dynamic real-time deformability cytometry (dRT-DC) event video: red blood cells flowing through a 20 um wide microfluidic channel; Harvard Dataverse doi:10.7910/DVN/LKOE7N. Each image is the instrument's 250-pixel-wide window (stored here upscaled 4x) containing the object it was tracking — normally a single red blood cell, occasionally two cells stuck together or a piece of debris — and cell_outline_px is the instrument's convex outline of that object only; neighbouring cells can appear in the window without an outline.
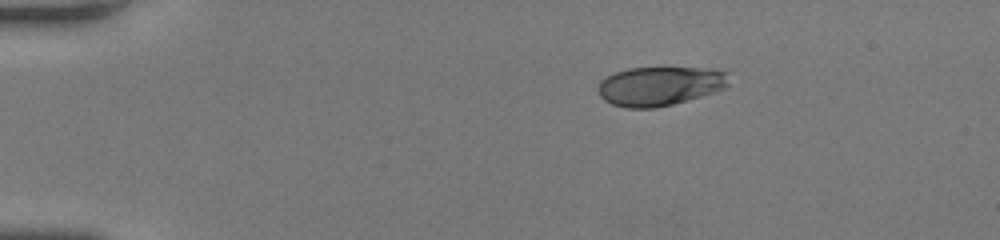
{"species": "human", "species_latin": "Homo sapiens", "temperature_condition": "room temperature", "stored_images_in_passage": 45, "camera_frame_rate_fps": 3000, "um_per_image_px": 0.085, "donor": {"sex": "female"}, "frame": {"image": 1, "passage_image": 1, "time_ms": 0.0, "image_size_px": [1000, 240], "cell_outline_px": [[728, 84], [724, 88], [716, 92], [672, 104], [656, 108], [628, 108], [612, 104], [604, 100], [600, 96], [596, 88], [600, 80], [616, 72], [628, 68], [712, 68], [728, 72]], "centroid_in_image_um": [56.08, 7.31], "position_along_channel_um": 28.9, "area_um2": 29.94}}
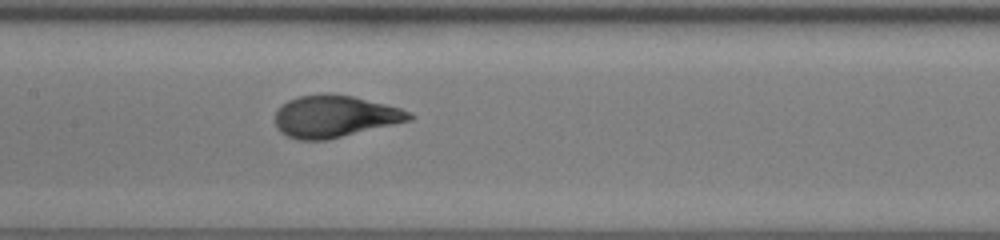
{"frame": {"image": 2, "passage_image": 19, "time_ms": 6.0, "image_size_px": [1000, 240], "cell_outline_px": [[416, 116], [412, 120], [328, 140], [296, 140], [280, 132], [276, 128], [276, 108], [288, 100], [300, 96], [324, 92], [332, 92], [352, 96], [400, 108], [412, 112]], "centroid_in_image_um": [28.45, 9.89], "position_along_channel_um": 179.0, "area_um2": 33.23}}
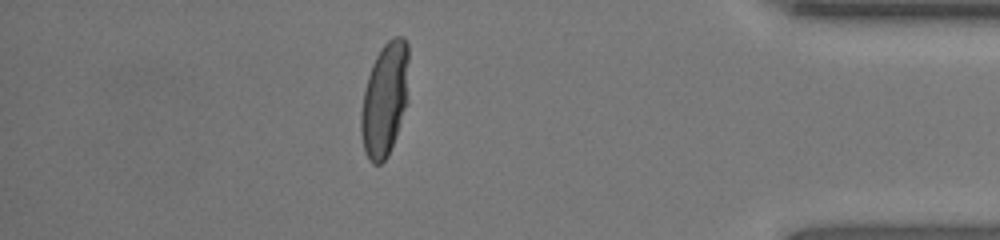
{"frame": {"image": 3, "passage_image": 39, "time_ms": 12.667, "image_size_px": [1000, 240], "cell_outline_px": [[408, 104], [388, 156], [380, 164], [372, 164], [368, 160], [364, 152], [360, 132], [360, 112], [364, 92], [368, 76], [372, 64], [380, 48], [392, 36], [404, 36], [408, 44]], "centroid_in_image_um": [32.71, 8.45], "position_along_channel_um": 402.5, "area_um2": 32.25}, "authors_computed_cell_mechanics": {"area_um2": 32.3102, "velocity_mm_per_s": 3.8503, "shape_relaxation_time_tau1_ms": 3.9561, "shape_relaxation_time_tau2_ms": null, "deformation_change_tau1": 0.1938, "deformation_change_tau2": null}}